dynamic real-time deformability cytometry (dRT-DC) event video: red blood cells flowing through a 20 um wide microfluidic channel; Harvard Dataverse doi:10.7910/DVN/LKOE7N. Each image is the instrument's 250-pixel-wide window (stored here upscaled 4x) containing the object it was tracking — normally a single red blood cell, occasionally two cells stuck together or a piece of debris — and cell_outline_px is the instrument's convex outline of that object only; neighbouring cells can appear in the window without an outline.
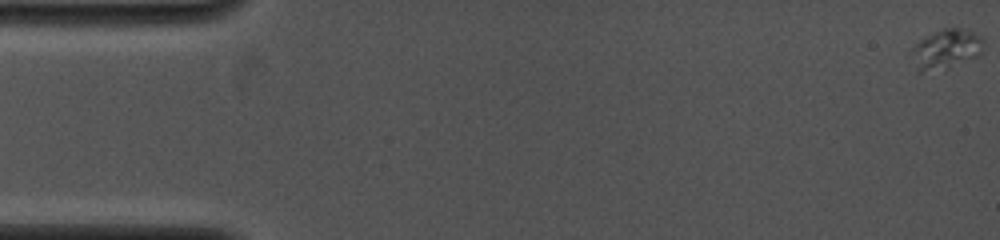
{"species": "common noctule bat (a hibernating species)", "species_latin": "Nyctalus noctula", "temperature_condition": "cold", "stored_images_in_passage": 52, "camera_frame_rate_fps": 4000, "um_per_image_px": 0.085, "animal": {"sex": "female", "body_mass_g": 19.0, "forearm_length_mm": 53.3}, "frame": {"image": 1, "passage_image": 1, "time_ms": 0.0, "image_size_px": [1000, 240], "cell_outline_px": [[984, 44], [980, 56], [948, 68], [920, 72], [916, 72], [912, 48], [920, 40], [944, 28], [960, 28], [972, 32], [980, 36], [984, 40]], "centroid_in_image_um": [80.46, 4.19], "position_along_channel_um": 4.5, "area_um2": 16.42}}
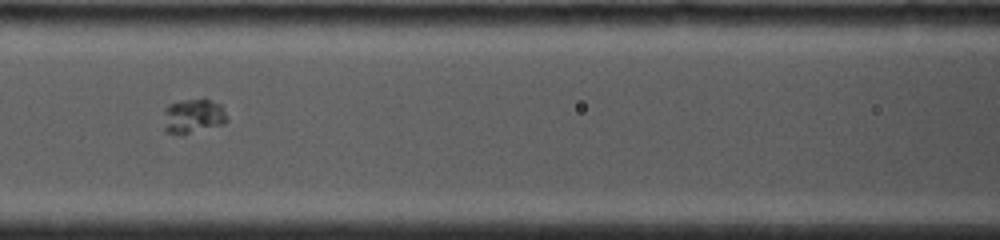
{"frame": {"image": 2, "passage_image": 23, "time_ms": 6.75, "image_size_px": [1000, 240], "cell_outline_px": [[228, 120], [224, 124], [188, 132], [164, 132], [164, 108], [168, 104], [184, 100], [208, 100], [220, 104], [228, 116]], "centroid_in_image_um": [16.42, 9.84], "position_along_channel_um": 150.2, "area_um2": 12.31}}
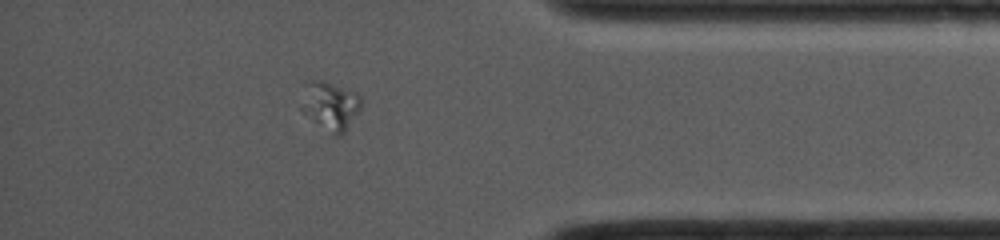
{"frame": {"image": 3, "passage_image": 45, "time_ms": 13.25, "image_size_px": [1000, 240], "cell_outline_px": [[360, 108], [344, 132], [336, 136], [312, 120], [308, 112], [308, 80], [320, 80], [356, 92], [360, 96]], "centroid_in_image_um": [28.22, 8.99], "position_along_channel_um": 407.0, "area_um2": 15.14}}